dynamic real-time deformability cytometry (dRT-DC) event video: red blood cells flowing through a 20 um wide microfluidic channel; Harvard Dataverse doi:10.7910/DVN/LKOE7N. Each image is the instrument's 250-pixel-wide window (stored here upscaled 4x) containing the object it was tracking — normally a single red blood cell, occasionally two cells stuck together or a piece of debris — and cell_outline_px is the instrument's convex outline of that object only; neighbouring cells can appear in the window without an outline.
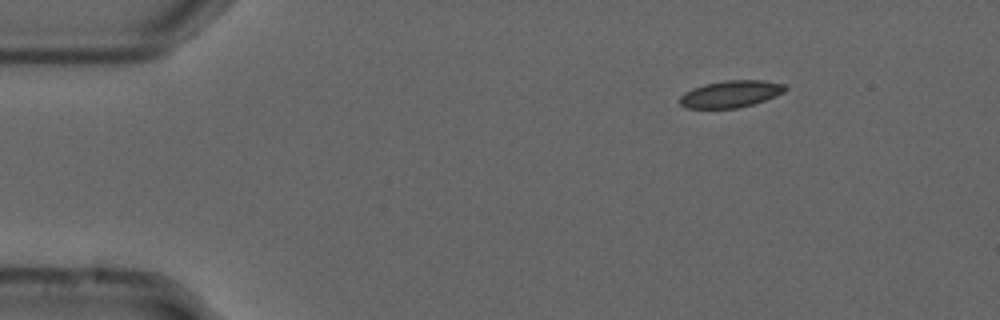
{"species": "common noctule bat (a hibernating species)", "species_latin": "Nyctalus noctula", "temperature_condition": "cold", "stored_images_in_passage": 48, "camera_frame_rate_fps": 3000, "um_per_image_px": 0.085, "animal": {"sex": "male", "forearm_length_mm": 52.5}, "frame": {"image": 1, "passage_image": 1, "time_ms": 0.0, "image_size_px": [1000, 320], "cell_outline_px": [[788, 88], [784, 92], [776, 96], [740, 108], [684, 108], [680, 104], [680, 96], [684, 92], [692, 88], [704, 84], [724, 80], [764, 80], [788, 84]], "centroid_in_image_um": [62.13, 7.98], "position_along_channel_um": 22.9, "area_um2": 16.76}}
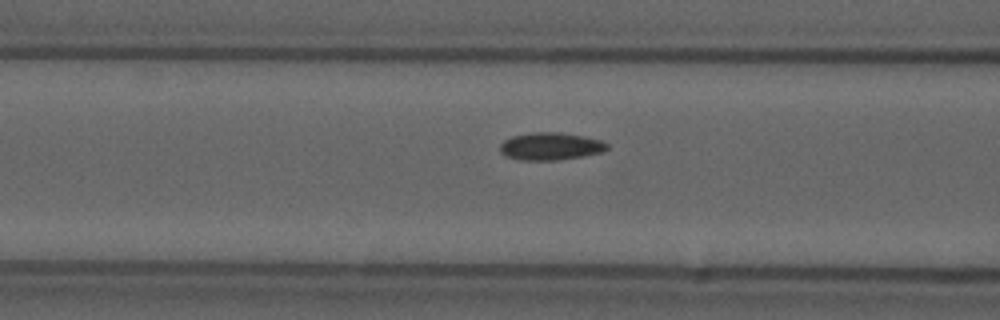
{"frame": {"image": 2, "passage_image": 15, "time_ms": 4.667, "image_size_px": [1000, 320], "cell_outline_px": [[608, 148], [604, 152], [584, 156], [560, 160], [520, 160], [504, 156], [500, 152], [500, 144], [504, 140], [512, 136], [532, 132], [560, 132], [584, 136], [600, 140], [608, 144]], "centroid_in_image_um": [46.79, 12.44], "position_along_channel_um": 119.8, "area_um2": 17.4}}
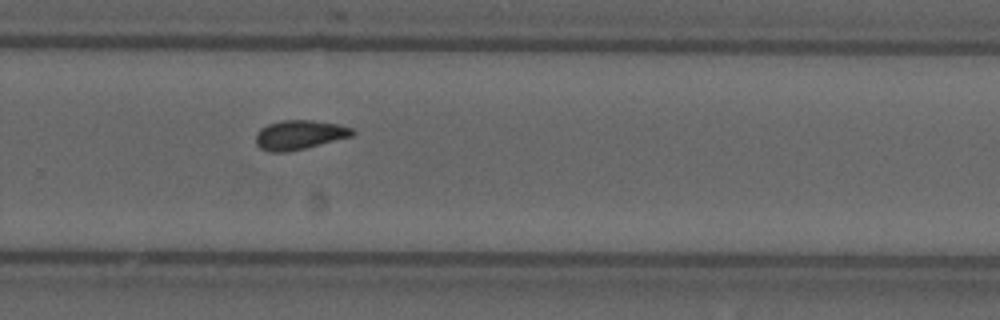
{"frame": {"image": 3, "passage_image": 30, "time_ms": 9.667, "image_size_px": [1000, 320], "cell_outline_px": [[356, 132], [352, 136], [288, 152], [268, 152], [260, 148], [256, 144], [256, 132], [260, 128], [268, 124], [284, 120], [312, 120], [336, 124], [352, 128]], "centroid_in_image_um": [25.41, 11.46], "position_along_channel_um": 304.4, "area_um2": 16.42}, "authors_computed_cell_mechanics": {"area_um2": 16.184, "velocity_mm_per_s": 3.6978, "shape_relaxation_time_tau1_ms": 4.7093, "shape_relaxation_time_tau2_ms": 2.7175, "deformation_change_tau1": 0.0832, "deformation_change_tau2": 0.0716}}